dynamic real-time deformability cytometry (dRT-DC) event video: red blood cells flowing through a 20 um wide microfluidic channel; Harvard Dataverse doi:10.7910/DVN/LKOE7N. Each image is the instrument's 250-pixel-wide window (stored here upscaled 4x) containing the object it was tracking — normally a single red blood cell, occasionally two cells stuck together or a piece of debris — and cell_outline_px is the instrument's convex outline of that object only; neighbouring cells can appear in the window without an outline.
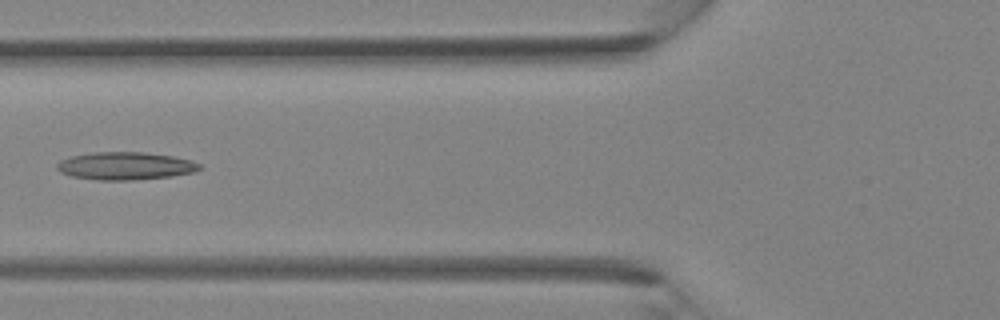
{"species": "Egyptian fruit bat (a non-hibernating species)", "species_latin": "Rousettus aegyptiacus", "temperature_condition": "room temperature", "stored_images_in_passage": 39, "camera_frame_rate_fps": 3000, "um_per_image_px": 0.085, "animal": {"sex": "female"}, "frame": {"image": 1, "passage_image": 15, "time_ms": 4.667, "image_size_px": [1000, 320], "cell_outline_px": [[200, 168], [196, 172], [172, 176], [132, 180], [96, 180], [72, 176], [60, 172], [56, 168], [56, 164], [60, 160], [72, 156], [96, 152], [144, 152], [172, 156], [192, 160], [200, 164]], "centroid_in_image_um": [10.66, 14.1], "position_along_channel_um": 115.1, "area_um2": 23.06}}
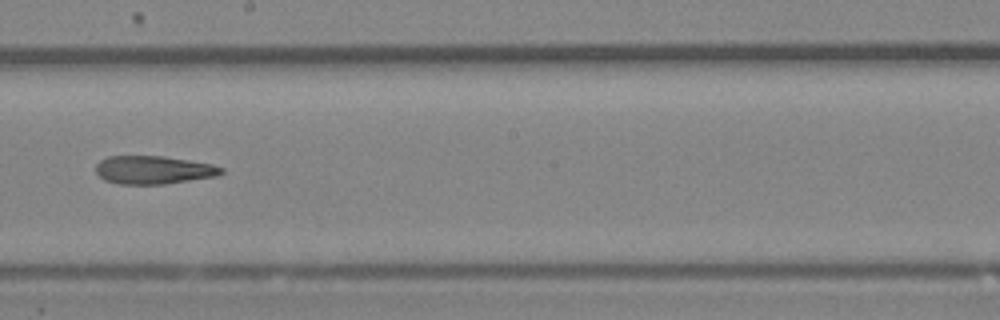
{"frame": {"image": 2, "passage_image": 22, "time_ms": 7.0, "image_size_px": [1000, 320], "cell_outline_px": [[224, 172], [216, 176], [164, 184], [120, 184], [104, 180], [96, 172], [96, 164], [100, 160], [108, 156], [164, 156], [212, 164], [224, 168]], "centroid_in_image_um": [13.04, 14.44], "position_along_channel_um": 235.2, "area_um2": 20.58}}
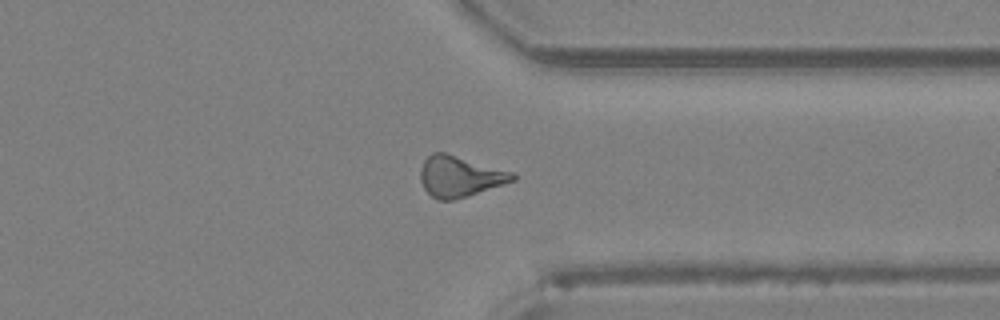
{"frame": {"image": 3, "passage_image": 30, "time_ms": 9.667, "image_size_px": [1000, 320], "cell_outline_px": [[516, 180], [456, 200], [440, 200], [432, 196], [424, 188], [420, 180], [420, 168], [424, 160], [432, 152], [444, 152], [516, 172]], "centroid_in_image_um": [39.1, 14.99], "position_along_channel_um": 372.3, "area_um2": 22.14}}